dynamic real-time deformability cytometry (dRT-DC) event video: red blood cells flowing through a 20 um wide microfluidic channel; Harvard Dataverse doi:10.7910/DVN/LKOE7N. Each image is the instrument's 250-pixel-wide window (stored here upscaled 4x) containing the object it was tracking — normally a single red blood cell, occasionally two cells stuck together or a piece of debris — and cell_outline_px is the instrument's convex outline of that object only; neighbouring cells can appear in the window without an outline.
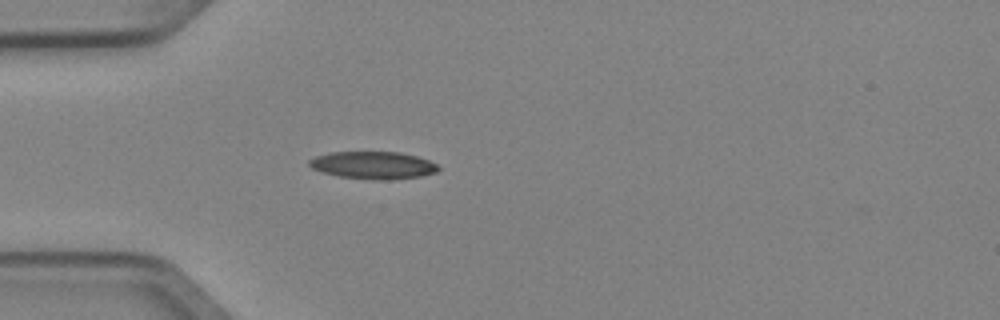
{"species": "Egyptian fruit bat (a non-hibernating species)", "species_latin": "Rousettus aegyptiacus", "temperature_condition": "cold", "stored_images_in_passage": 2, "camera_frame_rate_fps": 3000, "um_per_image_px": 0.085, "animal": {"sex": "female"}, "frame": {"image": 1, "passage_image": 2, "time_ms": 0.333, "image_size_px": [1000, 320], "cell_outline_px": [[440, 168], [436, 172], [420, 176], [388, 180], [380, 180], [340, 176], [324, 172], [312, 168], [308, 164], [308, 160], [316, 156], [332, 152], [400, 152], [416, 156], [428, 160], [436, 164]], "centroid_in_image_um": [31.72, 14.03], "position_along_channel_um": 53.3, "area_um2": 20.4}}